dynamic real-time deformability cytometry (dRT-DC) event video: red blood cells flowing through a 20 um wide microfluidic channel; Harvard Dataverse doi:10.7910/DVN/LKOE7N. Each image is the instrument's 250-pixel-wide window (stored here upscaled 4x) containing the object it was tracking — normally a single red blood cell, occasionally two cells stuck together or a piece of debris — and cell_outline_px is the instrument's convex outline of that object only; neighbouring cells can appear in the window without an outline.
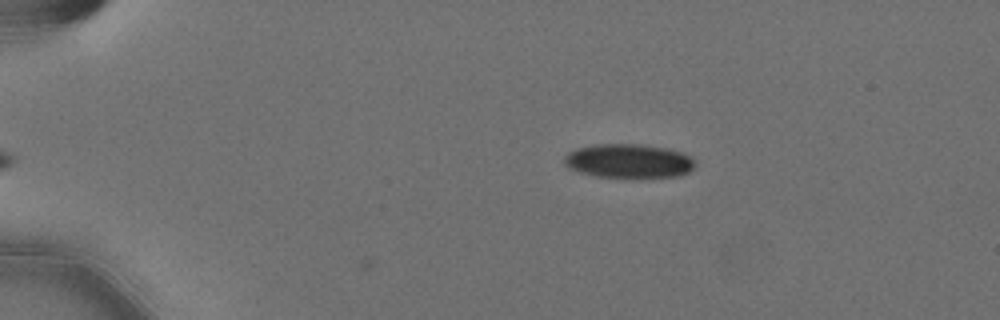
{"species": "Egyptian fruit bat (a non-hibernating species)", "species_latin": "Rousettus aegyptiacus", "temperature_condition": "cold", "stored_images_in_passage": 4, "camera_frame_rate_fps": 3000, "um_per_image_px": 0.085, "animal": {"sex": "female"}, "frame": {"image": 1, "passage_image": 2, "time_ms": 0.333, "image_size_px": [1000, 320], "cell_outline_px": [[692, 168], [688, 172], [680, 176], [596, 176], [580, 172], [568, 168], [564, 164], [564, 156], [568, 152], [576, 148], [596, 144], [640, 144], [664, 148], [680, 152], [688, 156], [692, 160]], "centroid_in_image_um": [53.35, 13.66], "position_along_channel_um": 31.7, "area_um2": 25.32}}